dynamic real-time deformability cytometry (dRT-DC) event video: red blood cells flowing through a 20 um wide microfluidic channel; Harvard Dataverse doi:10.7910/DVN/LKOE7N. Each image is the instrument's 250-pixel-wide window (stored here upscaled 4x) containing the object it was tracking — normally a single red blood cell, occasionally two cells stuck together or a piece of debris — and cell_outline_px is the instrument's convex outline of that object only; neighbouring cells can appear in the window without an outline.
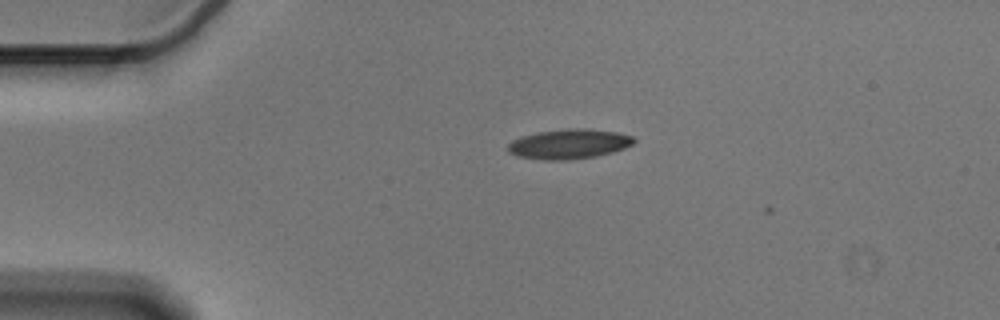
{"species": "Egyptian fruit bat (a non-hibernating species)", "species_latin": "Rousettus aegyptiacus", "temperature_condition": "cold", "stored_images_in_passage": 2, "camera_frame_rate_fps": 3000, "um_per_image_px": 0.085, "animal": {"sex": "male"}, "frame": {"image": 1, "passage_image": 1, "time_ms": 0.0, "image_size_px": [1000, 320], "cell_outline_px": [[636, 140], [632, 144], [624, 148], [612, 152], [596, 156], [568, 160], [544, 160], [516, 156], [508, 152], [508, 144], [512, 140], [524, 136], [540, 132], [572, 128], [584, 128], [616, 132], [632, 136]], "centroid_in_image_um": [48.36, 12.25], "position_along_channel_um": 36.6, "area_um2": 21.68}}